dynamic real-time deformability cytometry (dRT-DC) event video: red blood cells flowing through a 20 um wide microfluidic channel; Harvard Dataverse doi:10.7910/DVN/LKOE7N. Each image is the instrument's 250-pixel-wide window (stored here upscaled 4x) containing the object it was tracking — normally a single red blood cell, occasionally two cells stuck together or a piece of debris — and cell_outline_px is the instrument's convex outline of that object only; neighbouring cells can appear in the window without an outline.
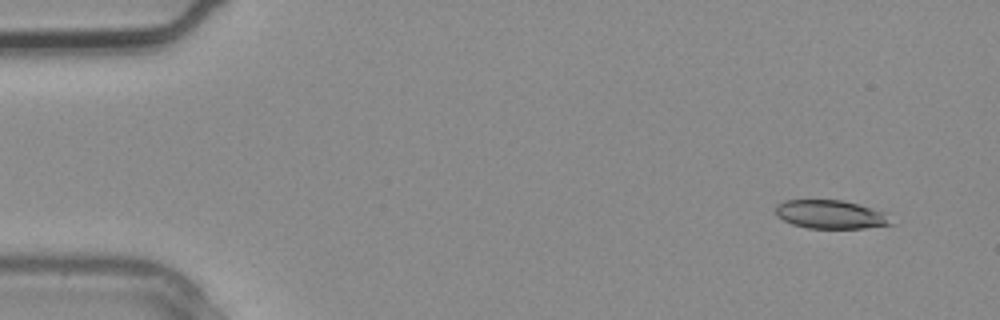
{"species": "common noctule bat (a hibernating species)", "species_latin": "Nyctalus noctula", "temperature_condition": "warm", "stored_images_in_passage": 3, "camera_frame_rate_fps": 3000, "um_per_image_px": 0.085, "animal": {"sex": "male", "body_mass_g": 20.4}, "frame": {"image": 1, "passage_image": 3, "time_ms": 0.667, "image_size_px": [1000, 320], "cell_outline_px": [[892, 224], [864, 228], [808, 228], [792, 224], [776, 216], [776, 204], [784, 200], [840, 200], [856, 204], [884, 212]], "centroid_in_image_um": [70.53, 18.23], "position_along_channel_um": 14.5, "area_um2": 18.9}}